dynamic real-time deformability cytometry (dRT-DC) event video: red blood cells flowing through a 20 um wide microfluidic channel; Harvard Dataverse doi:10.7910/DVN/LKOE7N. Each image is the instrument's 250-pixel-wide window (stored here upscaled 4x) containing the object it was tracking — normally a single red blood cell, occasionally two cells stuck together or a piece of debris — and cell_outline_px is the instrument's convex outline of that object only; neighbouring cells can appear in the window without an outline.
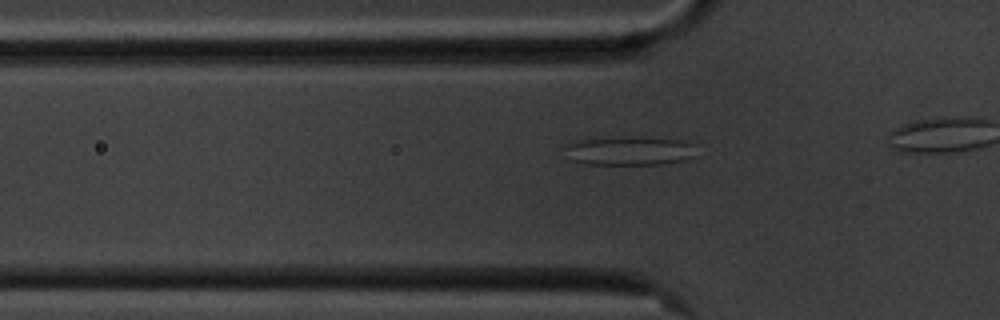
{"species": "common noctule bat (a hibernating species)", "species_latin": "Nyctalus noctula", "temperature_condition": "cold", "stored_images_in_passage": 10, "camera_frame_rate_fps": 3000, "um_per_image_px": 0.085, "animal": {"sex": "male", "body_mass_g": 20.1, "forearm_length_mm": 53.5}, "frame": {"image": 1, "passage_image": 5, "time_ms": 1.333, "image_size_px": [1000, 320], "cell_outline_px": [[692, 156], [684, 160], [664, 164], [588, 164], [572, 160], [564, 144], [576, 140], [680, 140], [692, 144]], "centroid_in_image_um": [53.46, 12.88], "position_along_channel_um": 72.3, "area_um2": 20.29}}